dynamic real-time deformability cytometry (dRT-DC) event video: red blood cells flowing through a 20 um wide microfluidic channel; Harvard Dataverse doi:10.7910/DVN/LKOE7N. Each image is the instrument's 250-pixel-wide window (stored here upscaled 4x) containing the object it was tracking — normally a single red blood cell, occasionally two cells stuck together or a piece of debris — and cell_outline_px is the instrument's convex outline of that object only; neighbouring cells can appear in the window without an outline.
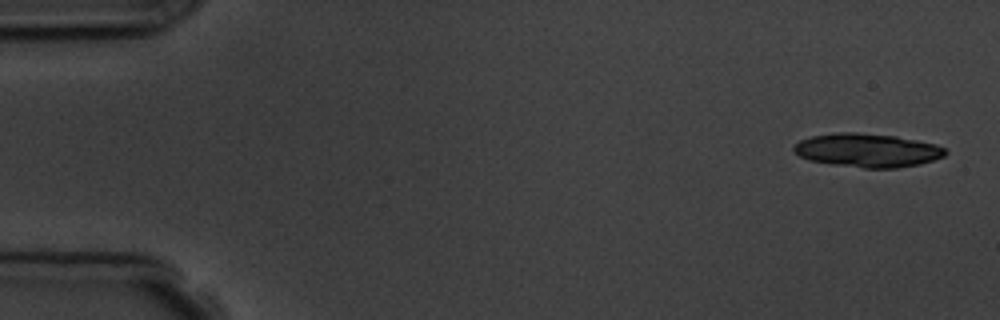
{"species": "common noctule bat (a hibernating species)", "species_latin": "Nyctalus noctula", "temperature_condition": "room temperature", "stored_images_in_passage": 7, "segment_of_instrument_passage": [1, 2], "camera_frame_rate_fps": 3000, "um_per_image_px": 0.085, "animal": {"sex": "male", "body_mass_g": 19.5, "forearm_length_mm": 54.6}, "frame": {"image": 1, "passage_image": 1, "time_ms": 0.0, "image_size_px": [1000, 320], "cell_outline_px": [[948, 152], [944, 156], [920, 164], [896, 168], [864, 168], [832, 164], [808, 160], [800, 156], [792, 148], [800, 140], [812, 136], [840, 132], [856, 132], [896, 136], [936, 144], [944, 148]], "centroid_in_image_um": [73.74, 12.77], "position_along_channel_um": 11.3, "area_um2": 29.59}}